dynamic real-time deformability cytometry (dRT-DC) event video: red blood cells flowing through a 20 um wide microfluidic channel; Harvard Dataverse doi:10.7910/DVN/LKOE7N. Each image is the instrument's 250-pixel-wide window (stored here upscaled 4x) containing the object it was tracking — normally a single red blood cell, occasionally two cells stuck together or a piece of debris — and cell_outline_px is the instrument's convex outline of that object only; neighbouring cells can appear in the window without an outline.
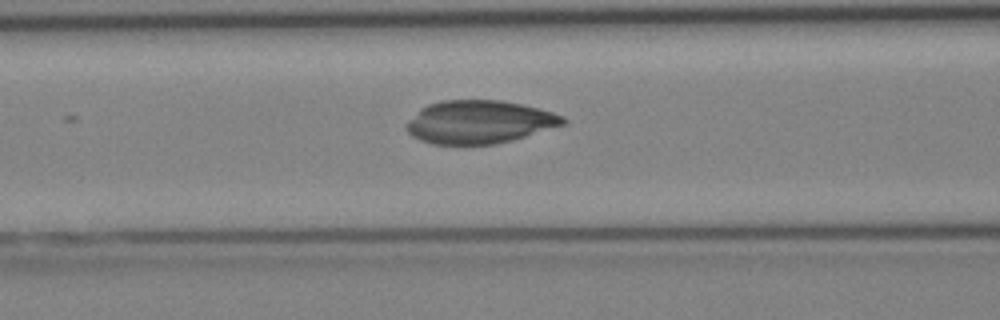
{"species": "Egyptian fruit bat (a non-hibernating species)", "species_latin": "Rousettus aegyptiacus", "temperature_condition": "cold", "stored_images_in_passage": 8, "segment_of_instrument_passage": [2, 3], "camera_frame_rate_fps": 3000, "um_per_image_px": 0.085, "animal": {"sex": "female"}, "frame": {"image": 1, "passage_image": 7, "time_ms": 6.667, "image_size_px": [1000, 320], "cell_outline_px": [[568, 120], [564, 124], [512, 140], [496, 144], [432, 144], [420, 140], [412, 136], [404, 128], [420, 108], [428, 104], [440, 100], [500, 100], [520, 104], [552, 112], [564, 116]], "centroid_in_image_um": [40.72, 10.37], "position_along_channel_um": 125.9, "area_um2": 39.07}}